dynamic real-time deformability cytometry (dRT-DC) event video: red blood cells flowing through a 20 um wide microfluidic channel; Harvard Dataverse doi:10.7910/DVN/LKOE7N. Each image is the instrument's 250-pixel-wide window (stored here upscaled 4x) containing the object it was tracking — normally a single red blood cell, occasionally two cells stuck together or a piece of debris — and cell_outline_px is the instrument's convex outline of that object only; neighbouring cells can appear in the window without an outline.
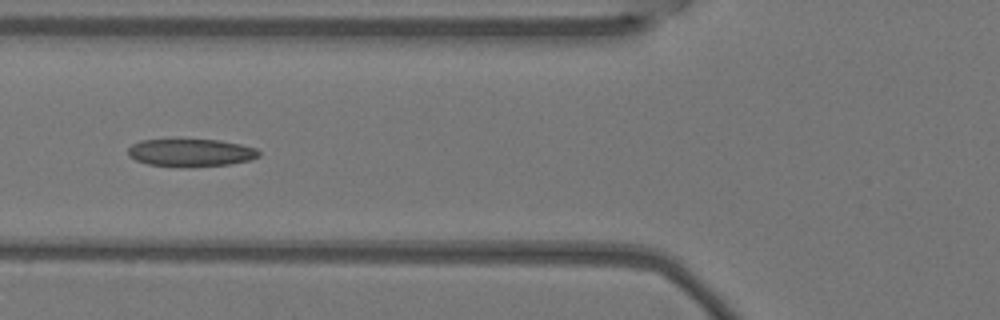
{"species": "Egyptian fruit bat (a non-hibernating species)", "species_latin": "Rousettus aegyptiacus", "temperature_condition": "warm", "stored_images_in_passage": 6, "camera_frame_rate_fps": 3000, "um_per_image_px": 0.085, "animal": {"sex": "female"}, "frame": {"image": 1, "passage_image": 4, "time_ms": 1.0, "image_size_px": [1000, 320], "cell_outline_px": [[260, 156], [248, 160], [228, 164], [188, 168], [148, 164], [136, 160], [128, 156], [128, 148], [132, 144], [140, 140], [220, 140], [240, 144], [256, 148], [260, 152]], "centroid_in_image_um": [16.2, 12.99], "position_along_channel_um": 109.6, "area_um2": 21.15}}
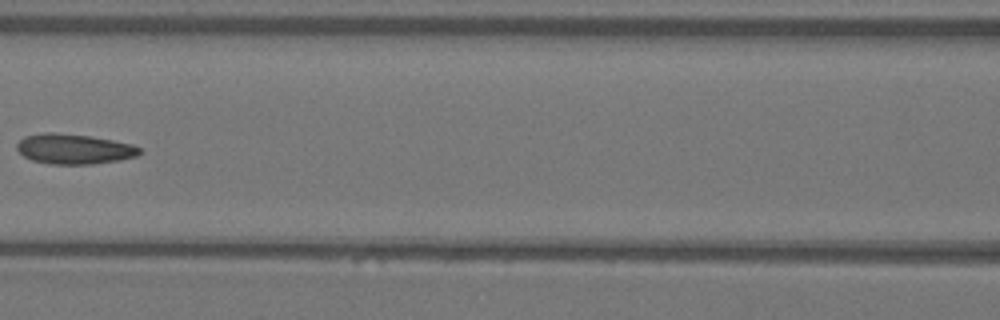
{"frame": {"image": 2, "passage_image": 5, "time_ms": 1.333, "image_size_px": [1000, 320], "cell_outline_px": [[140, 152], [136, 156], [120, 160], [92, 164], [48, 164], [32, 160], [24, 156], [16, 148], [16, 144], [24, 136], [44, 132], [52, 132], [88, 136], [112, 140], [132, 144], [140, 148]], "centroid_in_image_um": [6.26, 12.66], "position_along_channel_um": 160.3, "area_um2": 21.44}}
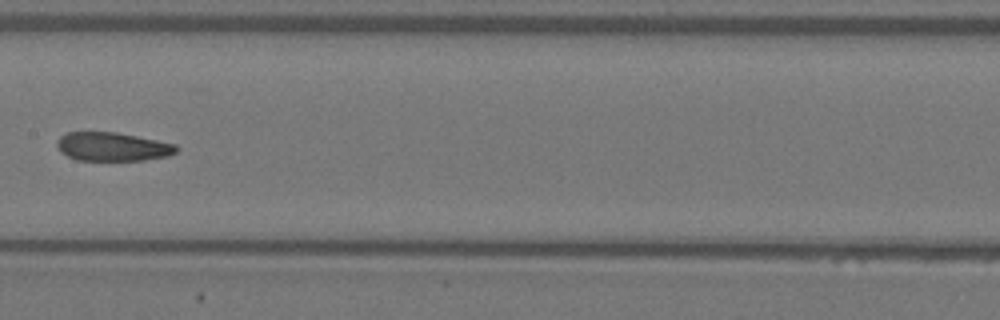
{"frame": {"image": 3, "passage_image": 6, "time_ms": 1.667, "image_size_px": [1000, 320], "cell_outline_px": [[180, 148], [176, 152], [168, 156], [144, 160], [76, 160], [60, 152], [56, 144], [56, 140], [60, 136], [68, 132], [116, 132], [176, 144]], "centroid_in_image_um": [9.55, 12.47], "position_along_channel_um": 197.8, "area_um2": 20.0}}